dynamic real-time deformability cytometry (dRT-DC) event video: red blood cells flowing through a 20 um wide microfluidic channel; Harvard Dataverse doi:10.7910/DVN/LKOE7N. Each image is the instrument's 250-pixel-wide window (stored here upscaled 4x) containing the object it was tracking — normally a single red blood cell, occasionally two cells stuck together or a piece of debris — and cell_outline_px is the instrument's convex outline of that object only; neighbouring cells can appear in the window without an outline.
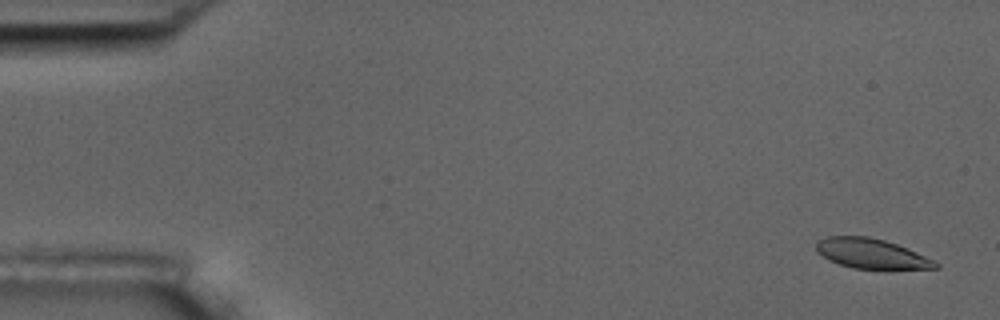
{"species": "common noctule bat (a hibernating species)", "species_latin": "Nyctalus noctula", "temperature_condition": "room temperature", "stored_images_in_passage": 55, "camera_frame_rate_fps": 3000, "um_per_image_px": 0.085, "animal": {"sex": "male", "body_mass_g": 17.5, "forearm_length_mm": 52.3}, "frame": {"image": 1, "passage_image": 3, "time_ms": 0.667, "image_size_px": [1000, 320], "cell_outline_px": [[940, 268], [852, 268], [828, 260], [816, 252], [816, 240], [828, 236], [868, 236], [884, 240], [896, 244], [916, 252], [940, 264]], "centroid_in_image_um": [73.99, 21.54], "position_along_channel_um": 11.0, "area_um2": 20.46}}
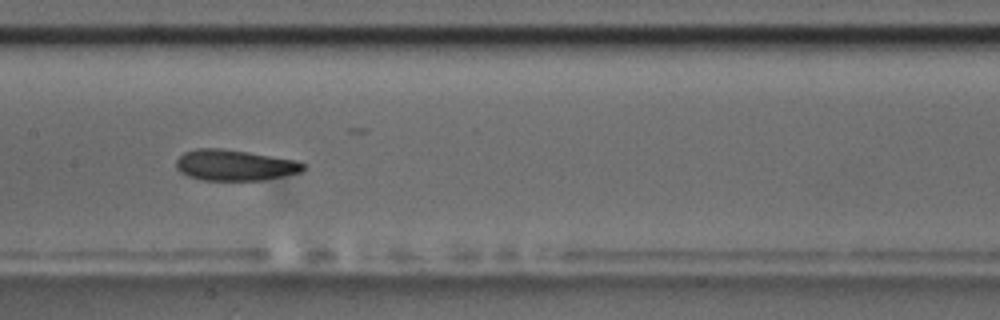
{"frame": {"image": 2, "passage_image": 28, "time_ms": 9.0, "image_size_px": [1000, 320], "cell_outline_px": [[308, 164], [300, 172], [264, 180], [204, 180], [188, 176], [180, 172], [176, 168], [176, 160], [184, 152], [196, 148], [220, 148], [248, 152], [296, 160]], "centroid_in_image_um": [19.94, 14.03], "position_along_channel_um": 187.5, "area_um2": 22.89}}
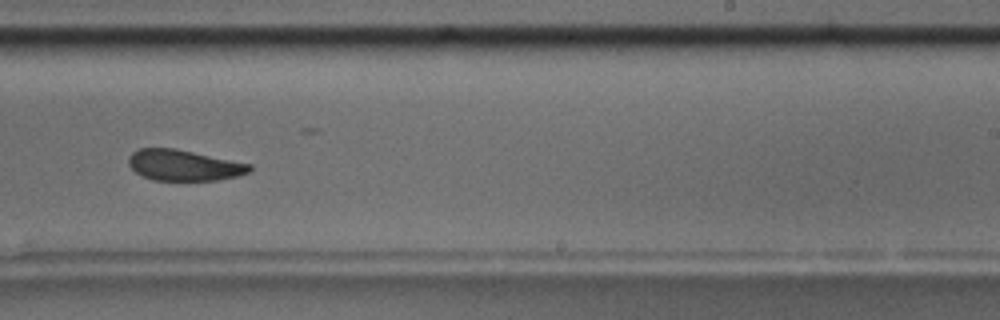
{"frame": {"image": 3, "passage_image": 35, "time_ms": 11.333, "image_size_px": [1000, 320], "cell_outline_px": [[252, 168], [248, 172], [236, 176], [216, 180], [152, 180], [136, 172], [128, 164], [128, 156], [132, 152], [140, 148], [176, 148], [252, 164]], "centroid_in_image_um": [15.61, 14.03], "position_along_channel_um": 273.4, "area_um2": 21.73}, "authors_computed_cell_mechanics": {"area_um2": 22.7154, "velocity_mm_per_s": 3.6932, "shape_relaxation_time_tau1_ms": 7.2705, "shape_relaxation_time_tau2_ms": 3.7136, "deformation_change_tau1": 0.1527, "deformation_change_tau2": 0.0939}}